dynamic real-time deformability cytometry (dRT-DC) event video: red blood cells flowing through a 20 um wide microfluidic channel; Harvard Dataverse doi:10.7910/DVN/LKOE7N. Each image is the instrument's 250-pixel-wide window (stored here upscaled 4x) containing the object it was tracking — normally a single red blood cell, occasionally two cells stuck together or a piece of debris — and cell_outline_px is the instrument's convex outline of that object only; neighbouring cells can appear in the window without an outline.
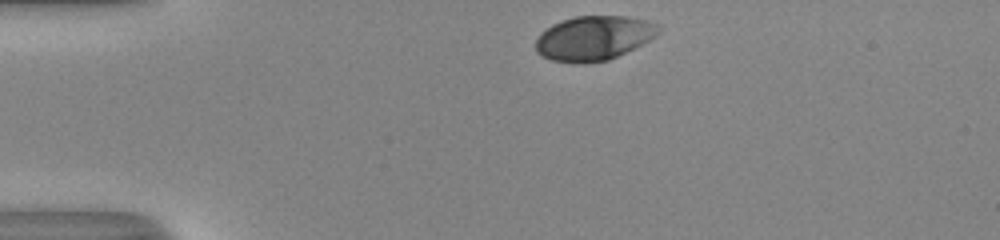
{"species": "human", "species_latin": "Homo sapiens", "temperature_condition": "room temperature", "stored_images_in_passage": 32, "camera_frame_rate_fps": 3000, "um_per_image_px": 0.085, "donor": {"sex": "male"}, "frame": {"image": 1, "passage_image": 1, "time_ms": 0.0, "image_size_px": [1000, 240], "cell_outline_px": [[660, 32], [656, 36], [608, 60], [584, 64], [580, 64], [552, 60], [536, 52], [536, 40], [540, 32], [552, 24], [560, 20], [576, 16], [624, 16], [648, 20], [660, 24]], "centroid_in_image_um": [50.45, 3.22], "position_along_channel_um": 34.5, "area_um2": 31.85}}
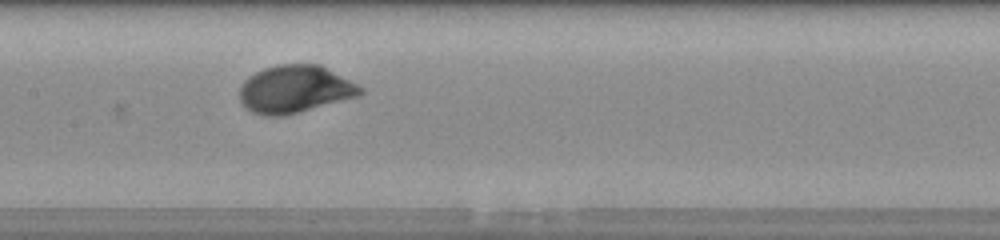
{"frame": {"image": 2, "passage_image": 16, "time_ms": 5.0, "image_size_px": [1000, 240], "cell_outline_px": [[364, 92], [356, 96], [296, 112], [280, 116], [264, 116], [252, 112], [240, 100], [240, 88], [244, 80], [248, 76], [264, 68], [280, 64], [320, 64], [364, 88]], "centroid_in_image_um": [25.04, 7.56], "position_along_channel_um": 182.4, "area_um2": 32.89}}
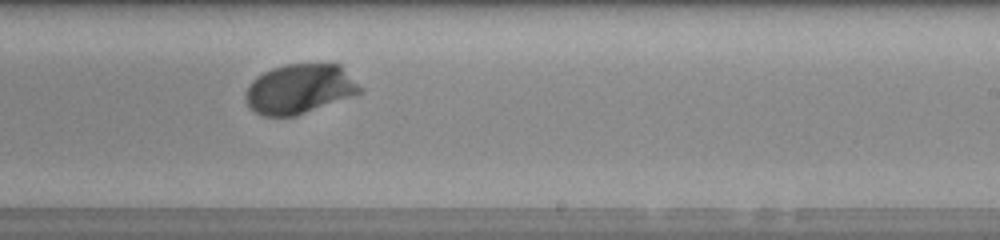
{"frame": {"image": 3, "passage_image": 22, "time_ms": 7.0, "image_size_px": [1000, 240], "cell_outline_px": [[364, 92], [296, 116], [264, 116], [256, 112], [248, 104], [244, 96], [244, 92], [248, 84], [256, 76], [272, 68], [288, 64], [340, 64], [364, 88]], "centroid_in_image_um": [25.49, 7.55], "position_along_channel_um": 263.5, "area_um2": 33.29}, "authors_computed_cell_mechanics": {"area_um2": 33.0038, "velocity_mm_per_s": 4.071, "shape_relaxation_time_tau1_ms": 1.8281, "shape_relaxation_time_tau2_ms": null, "deformation_change_tau1": 0.1348, "deformation_change_tau2": null}}